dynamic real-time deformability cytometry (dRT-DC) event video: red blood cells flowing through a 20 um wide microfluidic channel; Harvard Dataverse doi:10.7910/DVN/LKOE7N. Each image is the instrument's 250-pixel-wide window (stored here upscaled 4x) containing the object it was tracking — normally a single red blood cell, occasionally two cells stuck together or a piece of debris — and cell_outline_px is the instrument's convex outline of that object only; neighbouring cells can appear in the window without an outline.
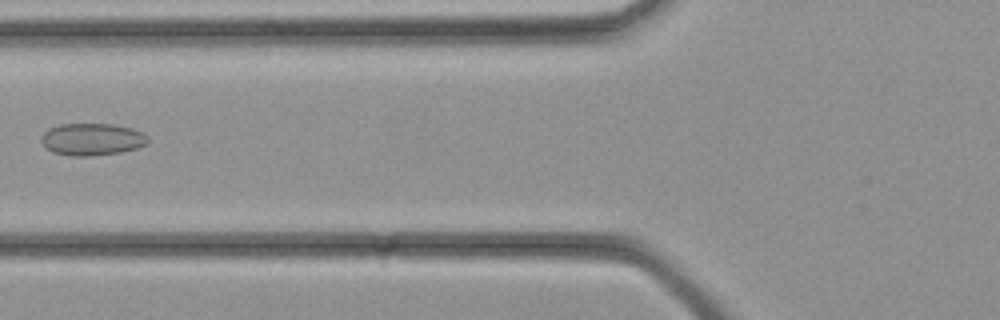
{"species": "common noctule bat (a hibernating species)", "species_latin": "Nyctalus noctula", "temperature_condition": "cold", "stored_images_in_passage": 35, "camera_frame_rate_fps": 3000, "um_per_image_px": 0.085, "animal": {"sex": "female", "body_mass_g": 21.9}, "frame": {"image": 1, "passage_image": 14, "time_ms": 4.333, "image_size_px": [1000, 320], "cell_outline_px": [[148, 144], [136, 148], [120, 152], [88, 156], [72, 156], [52, 152], [40, 140], [40, 136], [48, 128], [60, 124], [112, 124], [132, 128], [148, 136]], "centroid_in_image_um": [7.81, 11.83], "position_along_channel_um": 118.0, "area_um2": 19.94}}
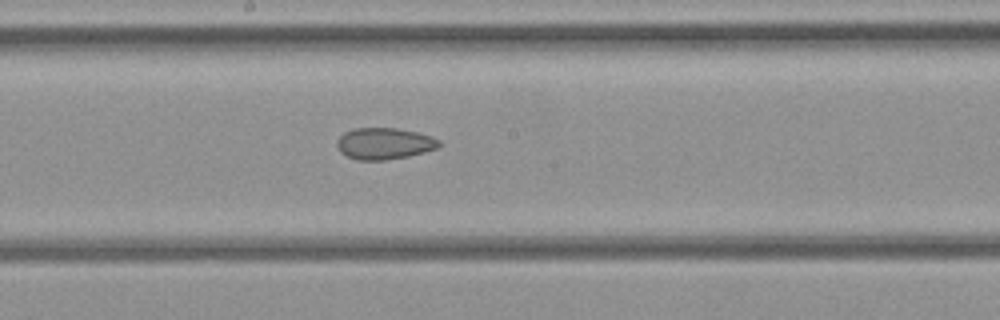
{"frame": {"image": 2, "passage_image": 19, "time_ms": 6.0, "image_size_px": [1000, 320], "cell_outline_px": [[440, 144], [436, 148], [424, 152], [408, 156], [384, 160], [356, 160], [340, 152], [336, 144], [336, 140], [344, 132], [352, 128], [396, 128], [416, 132], [432, 136], [440, 140]], "centroid_in_image_um": [32.63, 12.19], "position_along_channel_um": 215.6, "area_um2": 18.79}}
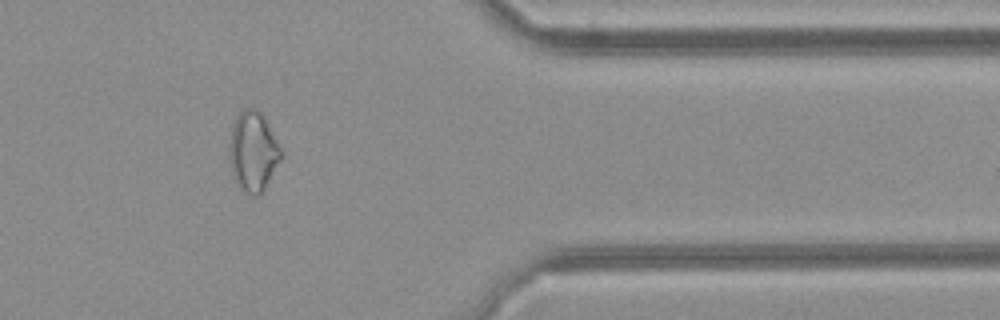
{"frame": {"image": 3, "passage_image": 29, "time_ms": 9.333, "image_size_px": [1000, 320], "cell_outline_px": [[284, 156], [260, 196], [252, 196], [244, 192], [236, 184], [228, 160], [228, 144], [232, 124], [236, 116], [244, 108], [252, 108], [260, 112], [264, 116], [284, 152]], "centroid_in_image_um": [21.51, 12.9], "position_along_channel_um": 389.9, "area_um2": 24.8}}